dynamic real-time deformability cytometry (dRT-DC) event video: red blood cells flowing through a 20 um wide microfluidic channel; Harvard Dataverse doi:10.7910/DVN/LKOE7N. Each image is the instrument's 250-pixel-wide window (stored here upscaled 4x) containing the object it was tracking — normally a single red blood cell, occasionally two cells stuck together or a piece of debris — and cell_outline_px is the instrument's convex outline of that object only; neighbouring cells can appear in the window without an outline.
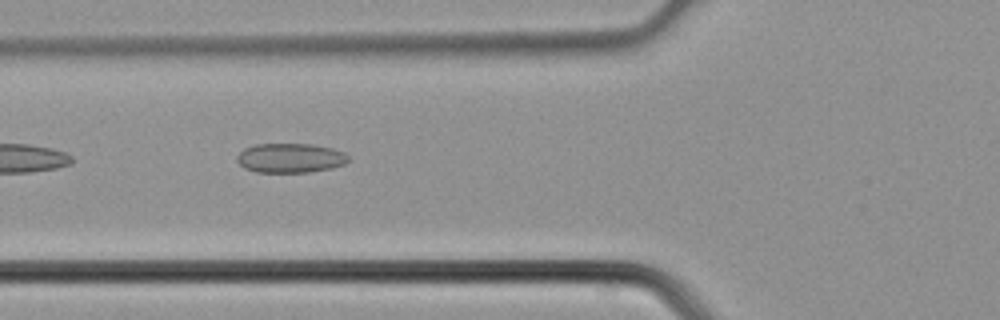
{"species": "common noctule bat (a hibernating species)", "species_latin": "Nyctalus noctula", "temperature_condition": "cold", "stored_images_in_passage": 4, "camera_frame_rate_fps": 3000, "um_per_image_px": 0.085, "animal": {"sex": "male", "body_mass_g": 21.5, "forearm_length_mm": 52.0}, "frame": {"image": 1, "passage_image": 4, "time_ms": 1.0, "image_size_px": [1000, 320], "cell_outline_px": [[348, 160], [344, 164], [332, 168], [308, 172], [256, 172], [244, 168], [236, 160], [236, 156], [244, 148], [256, 144], [312, 144], [332, 148], [344, 152], [348, 156]], "centroid_in_image_um": [24.66, 13.43], "position_along_channel_um": 101.1, "area_um2": 19.13}}